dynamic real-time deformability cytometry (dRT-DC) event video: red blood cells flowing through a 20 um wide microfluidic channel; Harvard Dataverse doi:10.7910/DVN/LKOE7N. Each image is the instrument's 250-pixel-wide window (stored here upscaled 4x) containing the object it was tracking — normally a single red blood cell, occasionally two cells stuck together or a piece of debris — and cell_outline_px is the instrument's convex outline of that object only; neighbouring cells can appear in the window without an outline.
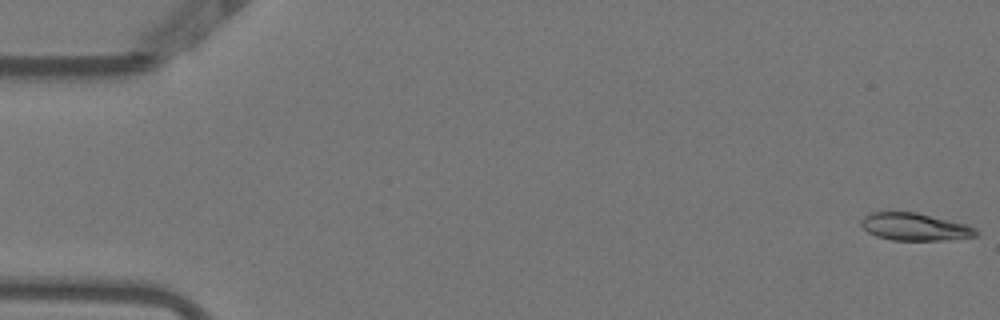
{"species": "Egyptian fruit bat (a non-hibernating species)", "species_latin": "Rousettus aegyptiacus", "temperature_condition": "warm", "stored_images_in_passage": 53, "camera_frame_rate_fps": 3000, "um_per_image_px": 0.085, "animal": {"sex": "female"}, "frame": {"image": 1, "passage_image": 1, "time_ms": 0.0, "image_size_px": [1000, 320], "cell_outline_px": [[980, 236], [940, 240], [892, 240], [876, 236], [868, 232], [860, 224], [860, 220], [864, 216], [872, 212], [916, 212], [968, 224], [976, 228], [980, 232]], "centroid_in_image_um": [77.8, 19.28], "position_along_channel_um": 7.2, "area_um2": 18.55}}
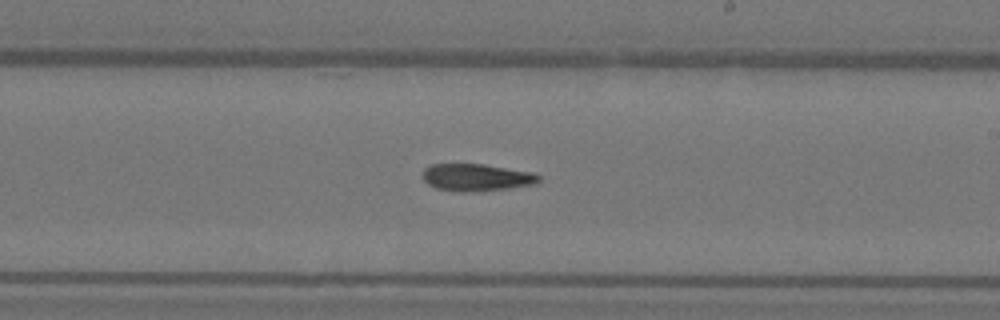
{"frame": {"image": 2, "passage_image": 31, "time_ms": 10.0, "image_size_px": [1000, 320], "cell_outline_px": [[540, 180], [536, 184], [508, 188], [472, 192], [460, 192], [436, 188], [428, 184], [424, 180], [424, 168], [432, 164], [484, 164], [532, 172], [540, 176]], "centroid_in_image_um": [40.51, 15.08], "position_along_channel_um": 248.5, "area_um2": 18.38}}
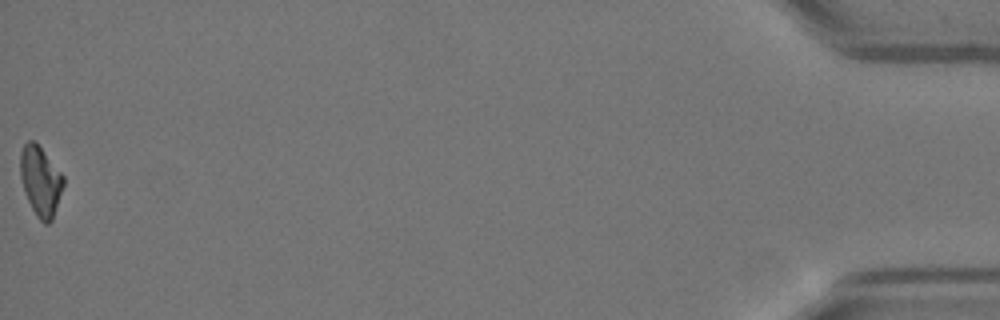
{"frame": {"image": 3, "passage_image": 53, "time_ms": 17.333, "image_size_px": [1000, 320], "cell_outline_px": [[64, 184], [52, 220], [48, 224], [44, 224], [36, 216], [24, 192], [20, 176], [20, 152], [24, 144], [28, 140], [32, 140], [40, 148], [64, 176]], "centroid_in_image_um": [3.43, 15.41], "position_along_channel_um": 431.8, "area_um2": 17.28}}